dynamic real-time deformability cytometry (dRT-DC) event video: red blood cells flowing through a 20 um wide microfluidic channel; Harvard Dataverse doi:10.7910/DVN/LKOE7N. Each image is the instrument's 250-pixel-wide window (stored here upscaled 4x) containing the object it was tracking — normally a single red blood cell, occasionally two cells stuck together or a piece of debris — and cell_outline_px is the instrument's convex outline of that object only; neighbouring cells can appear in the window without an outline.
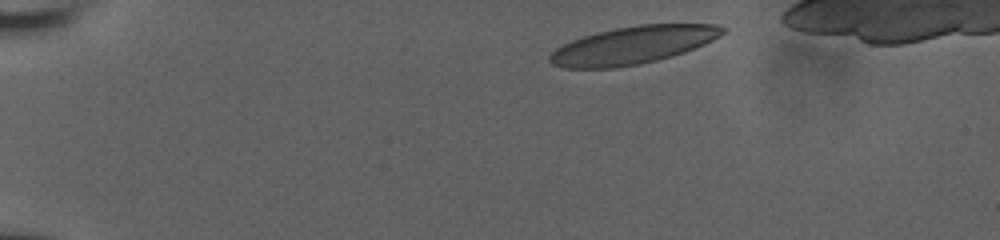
{"species": "human", "species_latin": "Homo sapiens", "temperature_condition": "room temperature", "stored_images_in_passage": 40, "camera_frame_rate_fps": 3000, "um_per_image_px": 0.085, "donor": {"sex": "male"}, "frame": {"image": 1, "passage_image": 1, "time_ms": 0.0, "image_size_px": [1000, 240], "cell_outline_px": [[728, 28], [720, 36], [704, 44], [684, 52], [672, 56], [640, 64], [616, 68], [564, 68], [552, 64], [548, 60], [548, 56], [556, 48], [572, 40], [596, 32], [616, 28], [640, 24], [720, 24]], "centroid_in_image_um": [53.81, 3.83], "position_along_channel_um": 31.2, "area_um2": 37.92}}
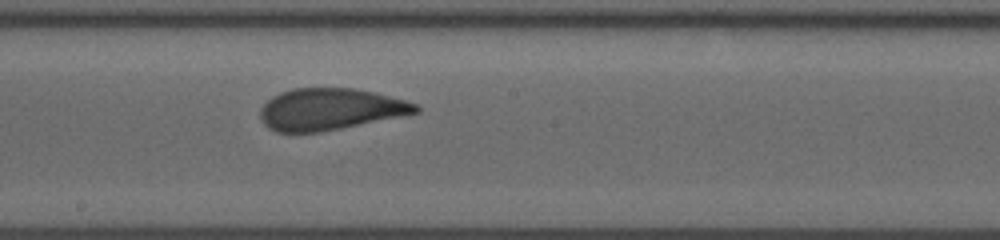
{"frame": {"image": 2, "passage_image": 23, "time_ms": 7.333, "image_size_px": [1000, 240], "cell_outline_px": [[420, 112], [320, 132], [276, 132], [268, 128], [264, 124], [260, 116], [260, 108], [272, 96], [280, 92], [292, 88], [352, 88], [376, 92], [404, 100], [416, 104], [420, 108]], "centroid_in_image_um": [28.03, 9.27], "position_along_channel_um": 220.2, "area_um2": 37.57}}
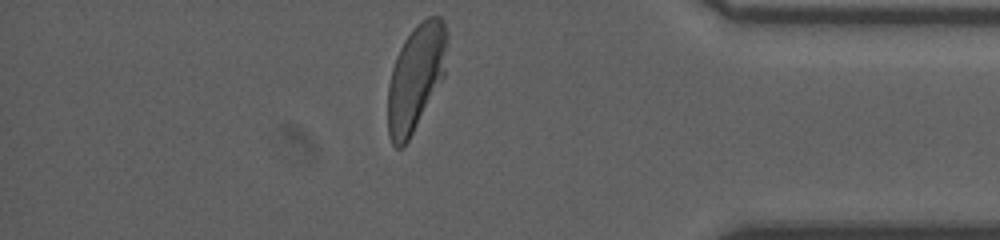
{"frame": {"image": 3, "passage_image": 39, "time_ms": 12.667, "image_size_px": [1000, 240], "cell_outline_px": [[448, 40], [444, 76], [408, 140], [400, 148], [396, 148], [392, 144], [388, 132], [388, 84], [392, 68], [396, 56], [404, 40], [416, 24], [428, 16], [440, 16], [444, 20], [448, 32]], "centroid_in_image_um": [35.35, 6.53], "position_along_channel_um": 399.8, "area_um2": 36.65}, "authors_computed_cell_mechanics": {"area_um2": 38.8416, "velocity_mm_per_s": 3.8106, "shape_relaxation_time_tau1_ms": 6.5781, "shape_relaxation_time_tau2_ms": 0.8674, "deformation_change_tau1": 0.2155, "deformation_change_tau2": 0.0766}}